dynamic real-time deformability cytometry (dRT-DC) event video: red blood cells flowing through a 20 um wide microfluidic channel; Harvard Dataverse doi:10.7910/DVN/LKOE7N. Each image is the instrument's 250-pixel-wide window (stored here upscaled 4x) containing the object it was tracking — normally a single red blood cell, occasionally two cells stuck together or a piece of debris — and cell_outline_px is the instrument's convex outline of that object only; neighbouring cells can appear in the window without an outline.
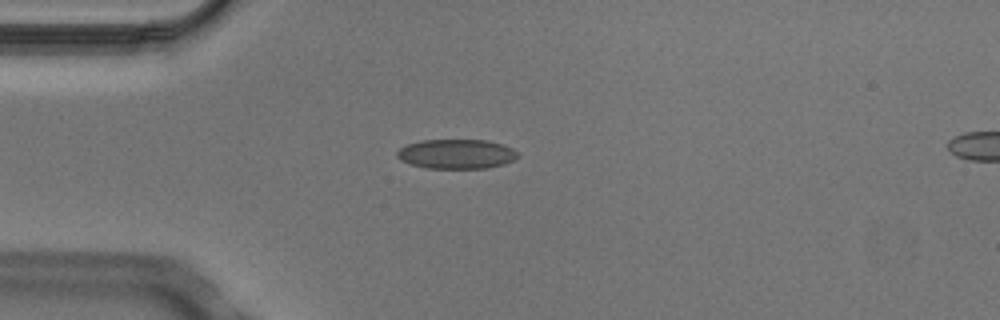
{"species": "Egyptian fruit bat (a non-hibernating species)", "species_latin": "Rousettus aegyptiacus", "temperature_condition": "cold", "stored_images_in_passage": 4, "camera_frame_rate_fps": 3000, "um_per_image_px": 0.085, "animal": {"sex": "male"}, "frame": {"image": 1, "passage_image": 3, "time_ms": 0.667, "image_size_px": [1000, 320], "cell_outline_px": [[520, 156], [504, 164], [488, 168], [428, 168], [412, 164], [400, 160], [396, 156], [396, 152], [400, 148], [408, 144], [420, 140], [488, 140], [504, 144], [512, 148]], "centroid_in_image_um": [38.81, 13.08], "position_along_channel_um": 46.2, "area_um2": 20.81}}